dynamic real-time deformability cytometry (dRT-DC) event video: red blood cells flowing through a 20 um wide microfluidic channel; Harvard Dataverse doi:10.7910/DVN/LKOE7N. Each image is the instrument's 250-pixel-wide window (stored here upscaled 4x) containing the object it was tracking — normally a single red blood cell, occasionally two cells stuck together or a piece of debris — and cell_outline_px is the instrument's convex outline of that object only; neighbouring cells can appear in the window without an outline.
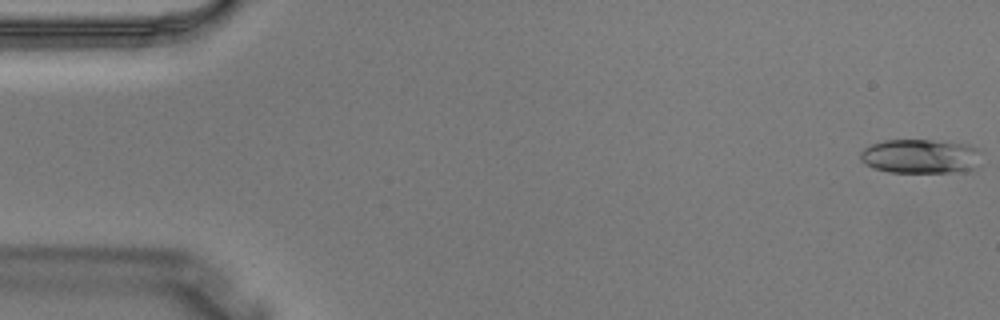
{"species": "Egyptian fruit bat (a non-hibernating species)", "species_latin": "Rousettus aegyptiacus", "temperature_condition": "warm", "stored_images_in_passage": 4, "camera_frame_rate_fps": 3000, "um_per_image_px": 0.085, "animal": {"sex": "male"}, "frame": {"image": 1, "passage_image": 1, "time_ms": 0.0, "image_size_px": [1000, 320], "cell_outline_px": [[976, 148], [972, 168], [964, 172], [888, 172], [876, 168], [860, 160], [860, 152], [864, 148], [872, 144], [884, 140], [932, 140], [968, 144]], "centroid_in_image_um": [78.13, 13.27], "position_along_channel_um": 6.9, "area_um2": 23.52}}
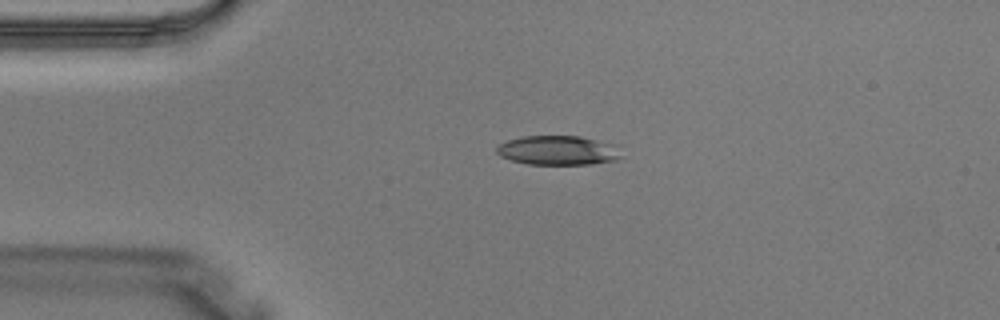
{"frame": {"image": 2, "passage_image": 3, "time_ms": 0.667, "image_size_px": [1000, 320], "cell_outline_px": [[620, 156], [616, 160], [592, 164], [528, 164], [512, 160], [500, 156], [496, 152], [496, 148], [500, 144], [508, 140], [524, 136], [580, 136], [620, 144]], "centroid_in_image_um": [47.5, 12.77], "position_along_channel_um": 37.5, "area_um2": 21.5}}